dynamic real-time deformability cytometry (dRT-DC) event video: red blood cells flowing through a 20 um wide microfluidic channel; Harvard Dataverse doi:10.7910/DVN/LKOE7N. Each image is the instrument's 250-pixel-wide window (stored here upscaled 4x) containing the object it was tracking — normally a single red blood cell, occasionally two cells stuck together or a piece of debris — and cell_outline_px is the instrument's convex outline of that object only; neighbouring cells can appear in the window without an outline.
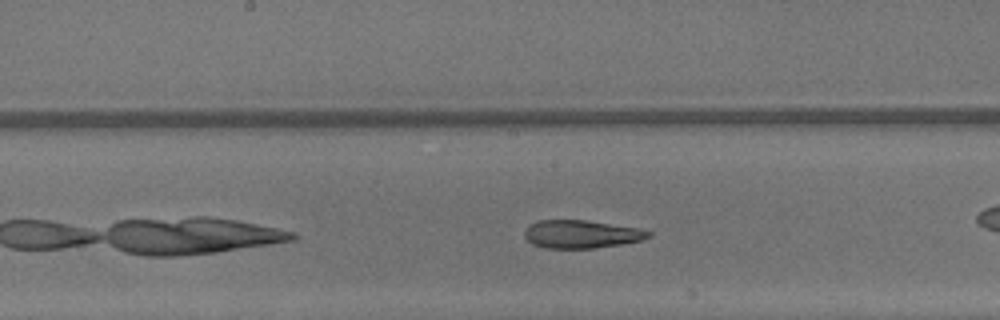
{"species": "common noctule bat (a hibernating species)", "species_latin": "Nyctalus noctula", "temperature_condition": "warm", "stored_images_in_passage": 24, "camera_frame_rate_fps": 3000, "um_per_image_px": 0.085, "animal": {"sex": "male", "body_mass_g": 13.3}, "frame": {"image": 1, "passage_image": 11, "time_ms": 3.333, "image_size_px": [1000, 320], "cell_outline_px": [[652, 236], [640, 240], [624, 244], [592, 248], [544, 248], [532, 244], [524, 236], [524, 232], [528, 224], [540, 220], [584, 220], [640, 228], [652, 232]], "centroid_in_image_um": [49.41, 19.9], "position_along_channel_um": 198.8, "area_um2": 20.35}}